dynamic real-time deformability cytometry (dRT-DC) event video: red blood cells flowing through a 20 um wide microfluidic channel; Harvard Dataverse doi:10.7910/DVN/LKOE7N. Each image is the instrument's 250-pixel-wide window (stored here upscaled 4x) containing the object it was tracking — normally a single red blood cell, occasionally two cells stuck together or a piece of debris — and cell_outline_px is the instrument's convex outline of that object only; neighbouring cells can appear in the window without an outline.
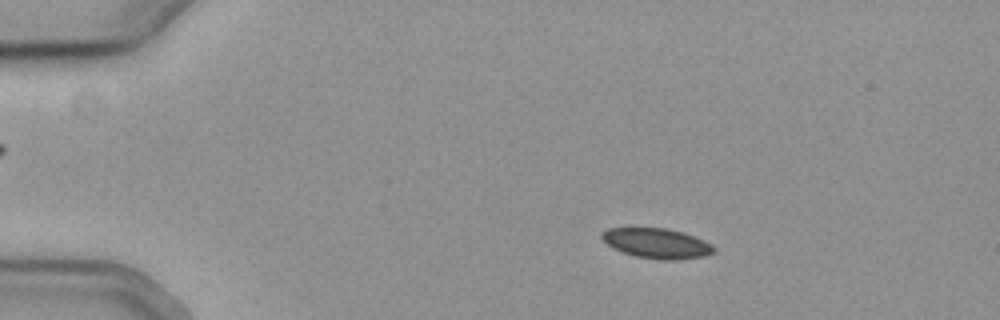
{"species": "common noctule bat (a hibernating species)", "species_latin": "Nyctalus noctula", "temperature_condition": "cold", "stored_images_in_passage": 23, "camera_frame_rate_fps": 3000, "um_per_image_px": 0.085, "animal": {"sex": "female", "body_mass_g": 19.3, "forearm_length_mm": 54.1}, "frame": {"image": 1, "passage_image": 11, "time_ms": 3.333, "image_size_px": [1000, 320], "cell_outline_px": [[716, 252], [704, 256], [680, 260], [660, 260], [636, 256], [612, 248], [600, 236], [600, 232], [608, 228], [628, 224], [632, 224], [668, 228], [684, 232], [704, 240], [712, 244], [716, 248]], "centroid_in_image_um": [55.78, 20.62], "position_along_channel_um": 29.2, "area_um2": 20.75}}
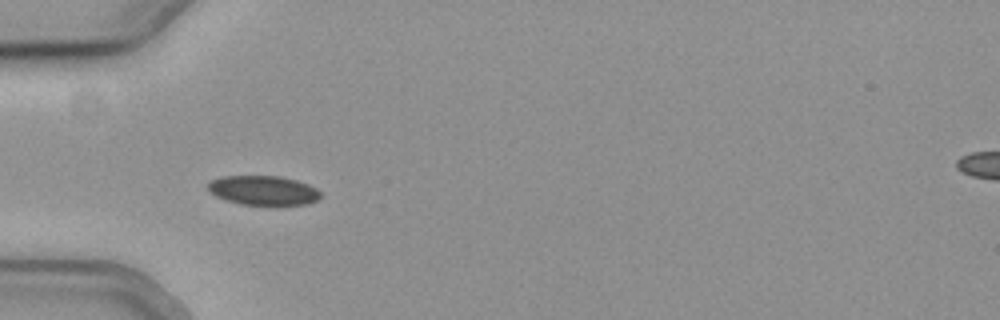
{"frame": {"image": 2, "passage_image": 19, "time_ms": 6.0, "image_size_px": [1000, 320], "cell_outline_px": [[320, 200], [308, 204], [276, 208], [240, 204], [224, 200], [208, 192], [208, 184], [212, 180], [220, 176], [280, 176], [296, 180], [308, 184], [316, 188], [320, 192]], "centroid_in_image_um": [22.42, 16.24], "position_along_channel_um": 62.6, "area_um2": 20.29}}
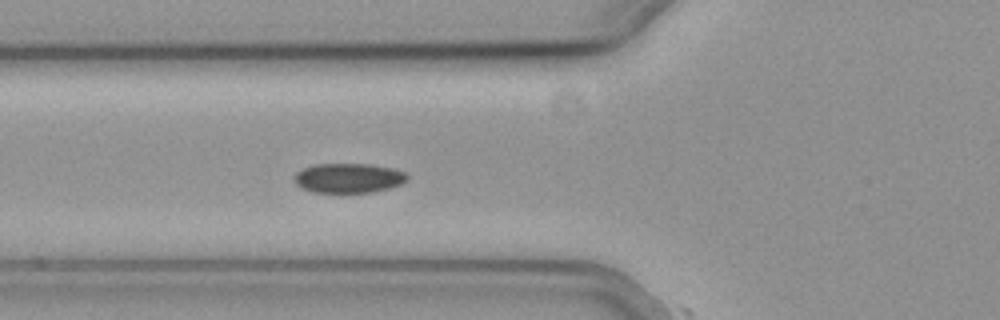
{"frame": {"image": 3, "passage_image": 22, "time_ms": 7.0, "image_size_px": [1000, 320], "cell_outline_px": [[408, 180], [404, 184], [372, 192], [312, 192], [296, 184], [292, 176], [296, 172], [312, 164], [372, 164], [392, 168], [404, 172], [408, 176]], "centroid_in_image_um": [29.63, 15.12], "position_along_channel_um": 96.2, "area_um2": 19.59}}